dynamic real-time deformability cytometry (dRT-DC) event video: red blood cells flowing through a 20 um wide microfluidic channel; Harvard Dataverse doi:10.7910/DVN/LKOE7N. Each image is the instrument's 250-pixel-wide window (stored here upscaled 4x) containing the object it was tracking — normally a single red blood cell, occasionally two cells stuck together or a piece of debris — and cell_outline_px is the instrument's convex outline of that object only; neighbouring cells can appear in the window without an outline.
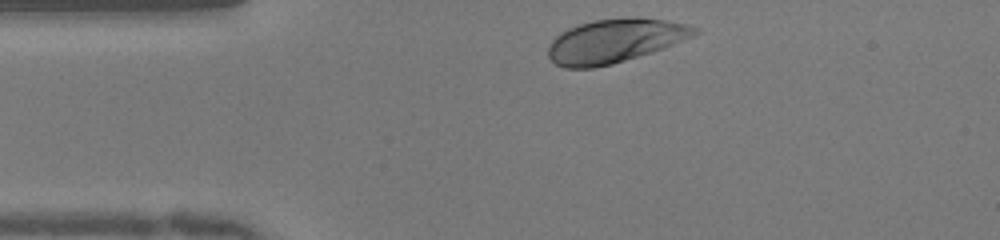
{"species": "human", "species_latin": "Homo sapiens", "temperature_condition": "warm", "stored_images_in_passage": 31, "camera_frame_rate_fps": 3000, "um_per_image_px": 0.085, "donor": {"sex": "female"}, "frame": {"image": 1, "passage_image": 1, "time_ms": 0.0, "image_size_px": [1000, 240], "cell_outline_px": [[700, 32], [692, 36], [664, 48], [652, 52], [612, 64], [592, 68], [564, 68], [556, 64], [548, 56], [548, 44], [560, 32], [568, 28], [592, 20], [632, 16], [636, 16], [664, 20], [684, 24], [700, 28]], "centroid_in_image_um": [52.24, 3.46], "position_along_channel_um": 32.8, "area_um2": 37.45}}
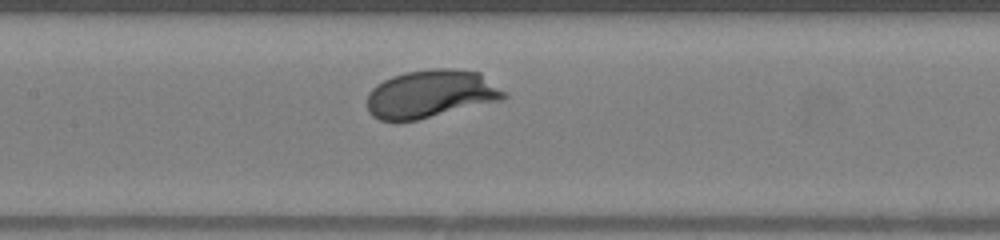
{"frame": {"image": 2, "passage_image": 14, "time_ms": 4.333, "image_size_px": [1000, 240], "cell_outline_px": [[508, 96], [504, 100], [416, 120], [380, 120], [372, 116], [368, 112], [368, 92], [376, 84], [392, 76], [404, 72], [432, 68], [456, 68], [480, 72], [508, 92]], "centroid_in_image_um": [36.67, 7.96], "position_along_channel_um": 170.7, "area_um2": 38.67}}
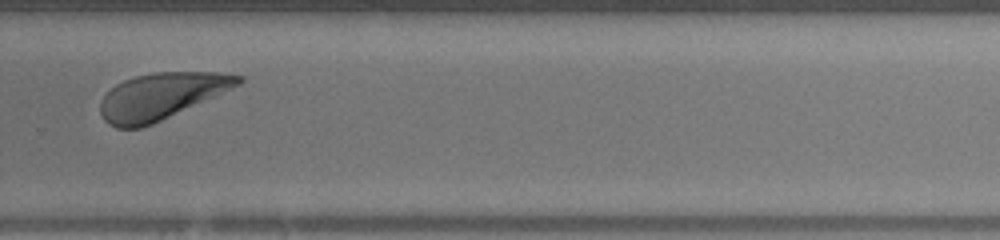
{"frame": {"image": 3, "passage_image": 25, "time_ms": 8.0, "image_size_px": [1000, 240], "cell_outline_px": [[244, 80], [240, 84], [152, 124], [140, 128], [116, 128], [108, 124], [104, 120], [100, 112], [100, 100], [116, 84], [124, 80], [136, 76], [156, 72], [220, 72], [244, 76]], "centroid_in_image_um": [13.67, 8.17], "position_along_channel_um": 316.1, "area_um2": 36.82}, "authors_computed_cell_mechanics": {"area_um2": 36.8186, "velocity_mm_per_s": 3.9689, "shape_relaxation_time_tau1_ms": 1.2411, "shape_relaxation_time_tau2_ms": null, "deformation_change_tau1": 0.1105, "deformation_change_tau2": null}}